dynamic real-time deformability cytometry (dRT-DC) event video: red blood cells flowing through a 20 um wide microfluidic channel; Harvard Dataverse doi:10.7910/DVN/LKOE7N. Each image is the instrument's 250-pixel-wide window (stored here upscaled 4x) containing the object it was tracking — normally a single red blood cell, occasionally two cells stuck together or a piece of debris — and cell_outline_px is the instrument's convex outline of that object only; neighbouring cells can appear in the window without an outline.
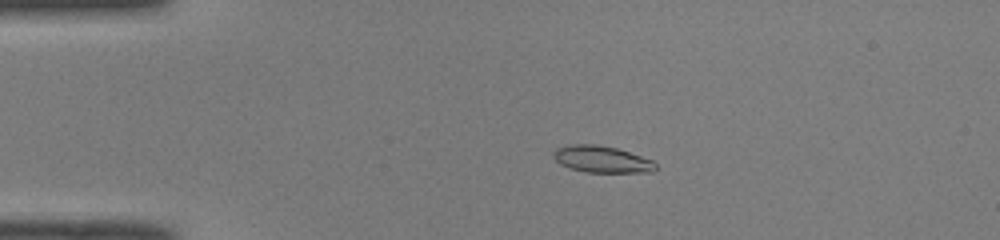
{"species": "common noctule bat (a hibernating species)", "species_latin": "Nyctalus noctula", "temperature_condition": "room temperature", "stored_images_in_passage": 46, "camera_frame_rate_fps": 3000, "um_per_image_px": 0.085, "animal": {"sex": "male", "body_mass_g": 19.0, "forearm_length_mm": 50.8}, "frame": {"image": 1, "passage_image": 7, "time_ms": 2.0, "image_size_px": [1000, 240], "cell_outline_px": [[656, 168], [652, 172], [588, 172], [568, 168], [560, 164], [552, 156], [552, 152], [556, 148], [572, 144], [596, 144], [616, 148], [652, 160], [656, 164]], "centroid_in_image_um": [51.11, 13.53], "position_along_channel_um": 33.9, "area_um2": 15.84}}
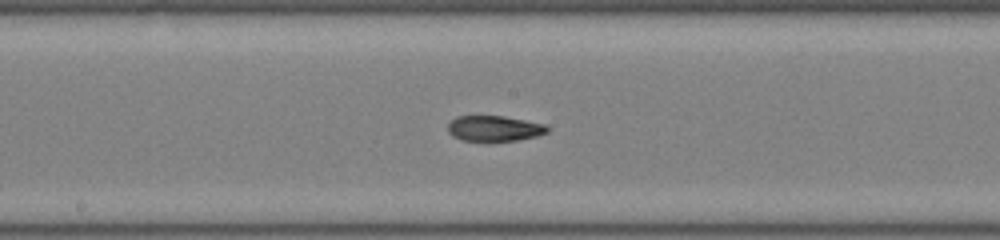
{"frame": {"image": 2, "passage_image": 23, "time_ms": 7.333, "image_size_px": [1000, 240], "cell_outline_px": [[548, 132], [536, 136], [516, 140], [464, 140], [452, 136], [448, 132], [448, 124], [456, 116], [504, 116], [544, 124], [548, 128]], "centroid_in_image_um": [41.99, 10.9], "position_along_channel_um": 206.2, "area_um2": 14.51}}
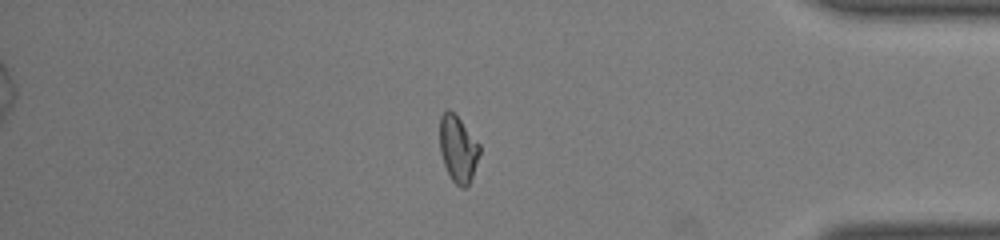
{"frame": {"image": 3, "passage_image": 39, "time_ms": 12.667, "image_size_px": [1000, 240], "cell_outline_px": [[480, 152], [472, 176], [468, 184], [464, 188], [460, 188], [452, 180], [444, 164], [440, 152], [440, 116], [448, 108], [460, 120], [480, 144]], "centroid_in_image_um": [38.92, 12.66], "position_along_channel_um": 396.3, "area_um2": 15.2}, "authors_computed_cell_mechanics": {"area_um2": 15.6638, "velocity_mm_per_s": 4.0984, "shape_relaxation_time_tau1_ms": null, "shape_relaxation_time_tau2_ms": 2.3532, "deformation_change_tau1": null, "deformation_change_tau2": 0.0729}}